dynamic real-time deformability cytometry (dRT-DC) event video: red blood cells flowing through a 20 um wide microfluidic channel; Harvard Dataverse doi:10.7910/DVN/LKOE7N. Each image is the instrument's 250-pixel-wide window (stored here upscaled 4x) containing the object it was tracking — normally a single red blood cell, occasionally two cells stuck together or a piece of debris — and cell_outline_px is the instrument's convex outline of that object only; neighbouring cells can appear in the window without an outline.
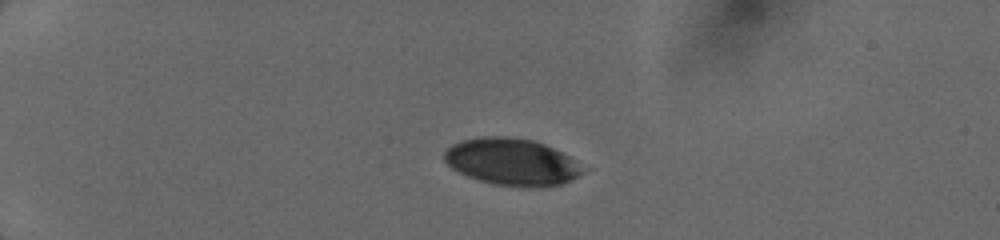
{"species": "human", "species_latin": "Homo sapiens", "temperature_condition": "cold", "stored_images_in_passage": 20, "camera_frame_rate_fps": 3000, "um_per_image_px": 0.085, "donor": {"sex": "female"}, "frame": {"image": 1, "passage_image": 6, "time_ms": 3.333, "image_size_px": [1000, 240], "cell_outline_px": [[584, 172], [560, 184], [540, 188], [492, 184], [468, 176], [452, 168], [444, 160], [444, 152], [452, 144], [464, 140], [480, 136], [508, 136], [532, 140], [544, 144], [568, 156]], "centroid_in_image_um": [43.44, 13.75], "position_along_channel_um": 41.6, "area_um2": 37.28}}
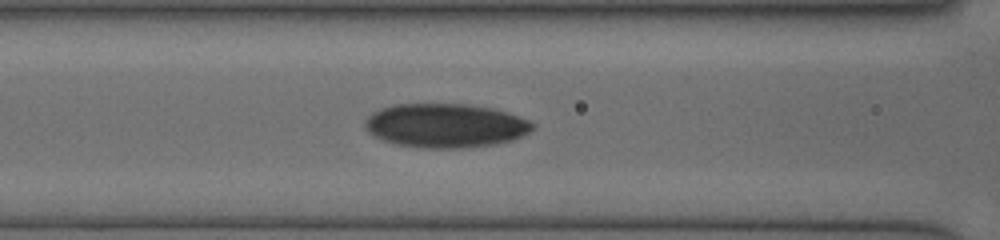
{"frame": {"image": 2, "passage_image": 12, "time_ms": 7.0, "image_size_px": [1000, 240], "cell_outline_px": [[536, 124], [528, 132], [512, 140], [496, 144], [460, 148], [424, 148], [396, 144], [372, 136], [368, 132], [364, 124], [364, 120], [372, 112], [396, 104], [464, 104], [492, 108], [528, 120]], "centroid_in_image_um": [37.82, 10.68], "position_along_channel_um": 128.8, "area_um2": 42.71}}
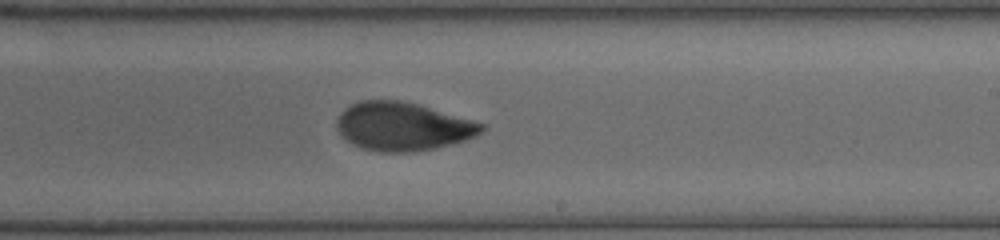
{"frame": {"image": 3, "passage_image": 20, "time_ms": 10.0, "image_size_px": [1000, 240], "cell_outline_px": [[484, 128], [476, 136], [464, 140], [436, 148], [412, 152], [376, 152], [360, 148], [352, 144], [340, 136], [336, 128], [336, 120], [340, 112], [344, 108], [360, 100], [400, 100], [416, 104], [472, 120], [484, 124]], "centroid_in_image_um": [34.15, 10.76], "position_along_channel_um": 254.8, "area_um2": 40.86}}